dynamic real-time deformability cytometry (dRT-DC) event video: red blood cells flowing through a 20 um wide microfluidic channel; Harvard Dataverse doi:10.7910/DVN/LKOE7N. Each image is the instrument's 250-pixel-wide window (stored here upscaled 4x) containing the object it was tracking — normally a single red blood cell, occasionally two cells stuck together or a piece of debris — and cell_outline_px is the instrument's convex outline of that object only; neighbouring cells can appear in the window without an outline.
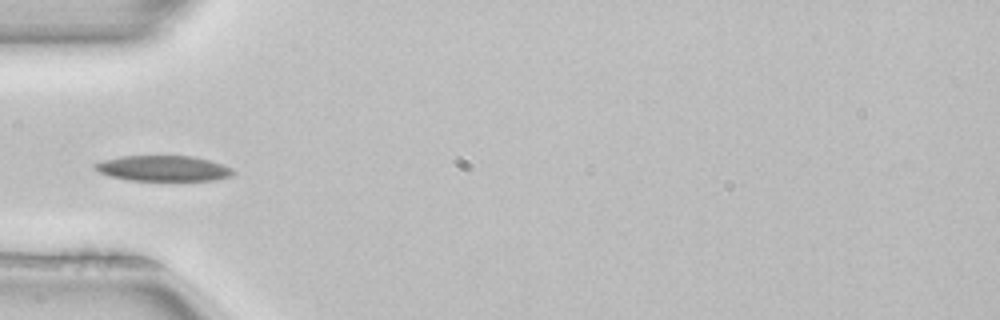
{"species": "common noctule bat (a hibernating species)", "species_latin": "Nyctalus noctula", "temperature_condition": "room temperature", "stored_images_in_passage": 3, "camera_frame_rate_fps": 3000, "um_per_image_px": 0.085, "animal": {"sex": "female", "body_mass_g": 22.7, "forearm_length_mm": 54.2}, "frame": {"image": 1, "passage_image": 3, "time_ms": 0.667, "image_size_px": [1000, 320], "cell_outline_px": [[236, 172], [232, 176], [216, 180], [128, 180], [108, 176], [92, 168], [92, 164], [104, 160], [120, 156], [192, 156], [208, 160], [232, 168]], "centroid_in_image_um": [13.85, 14.31], "position_along_channel_um": 71.2, "area_um2": 20.58}}